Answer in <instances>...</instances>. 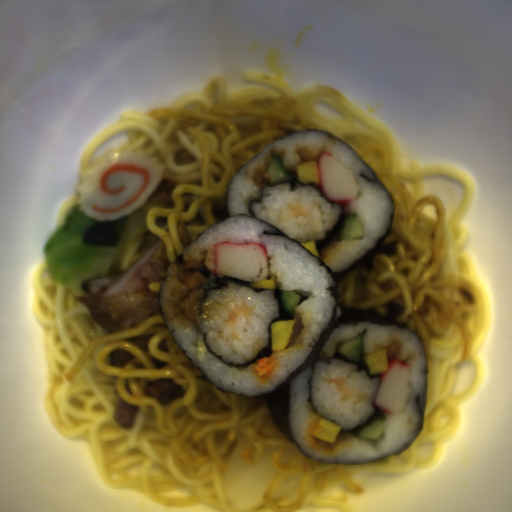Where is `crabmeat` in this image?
<instances>
[{
	"label": "crabmeat",
	"instance_id": "da637512",
	"mask_svg": "<svg viewBox=\"0 0 512 512\" xmlns=\"http://www.w3.org/2000/svg\"><path fill=\"white\" fill-rule=\"evenodd\" d=\"M319 184H316L328 201L339 204L357 198L359 184L352 169L337 156L321 151L316 160Z\"/></svg>",
	"mask_w": 512,
	"mask_h": 512
},
{
	"label": "crabmeat",
	"instance_id": "f7934b28",
	"mask_svg": "<svg viewBox=\"0 0 512 512\" xmlns=\"http://www.w3.org/2000/svg\"><path fill=\"white\" fill-rule=\"evenodd\" d=\"M212 274L234 277L250 282L267 279L269 256L267 249L256 242H221L213 247Z\"/></svg>",
	"mask_w": 512,
	"mask_h": 512
},
{
	"label": "crabmeat",
	"instance_id": "ab03a17e",
	"mask_svg": "<svg viewBox=\"0 0 512 512\" xmlns=\"http://www.w3.org/2000/svg\"><path fill=\"white\" fill-rule=\"evenodd\" d=\"M411 369L408 363L396 358L387 359V373L379 374L380 383L372 400L384 413L400 414L406 407L414 387L410 384Z\"/></svg>",
	"mask_w": 512,
	"mask_h": 512
}]
</instances>
